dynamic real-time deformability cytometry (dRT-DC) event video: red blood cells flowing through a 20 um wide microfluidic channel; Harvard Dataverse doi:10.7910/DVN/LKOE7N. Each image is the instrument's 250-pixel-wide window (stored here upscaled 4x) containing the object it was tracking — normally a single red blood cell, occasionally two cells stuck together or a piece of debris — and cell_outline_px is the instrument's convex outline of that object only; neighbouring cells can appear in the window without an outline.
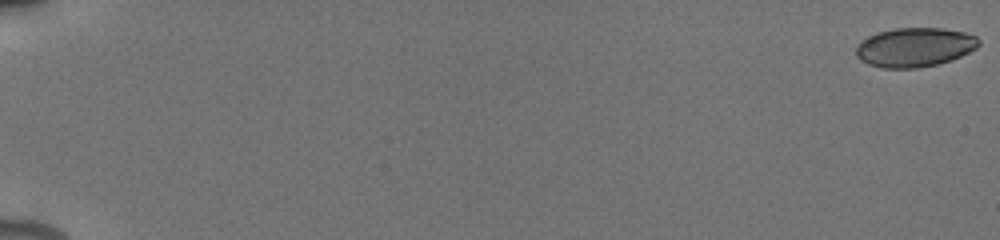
{"species": "human", "species_latin": "Homo sapiens", "temperature_condition": "cold", "stored_images_in_passage": 48, "camera_frame_rate_fps": 3000, "um_per_image_px": 0.085, "donor": {"sex": "male"}, "frame": {"image": 1, "passage_image": 1, "time_ms": 0.0, "image_size_px": [1000, 240], "cell_outline_px": [[980, 44], [976, 48], [952, 60], [936, 64], [916, 68], [884, 68], [868, 64], [860, 60], [856, 56], [856, 48], [868, 36], [880, 32], [896, 28], [944, 28], [964, 32], [976, 36], [980, 40]], "centroid_in_image_um": [77.77, 4.02], "position_along_channel_um": 7.2, "area_um2": 27.86}}
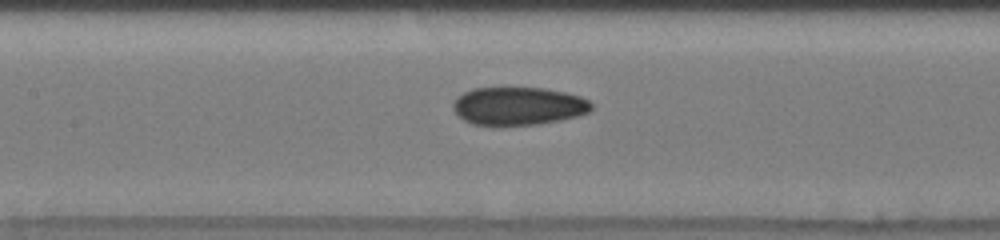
{"frame": {"image": 2, "passage_image": 31, "time_ms": 9.333, "image_size_px": [1000, 240], "cell_outline_px": [[592, 108], [588, 112], [576, 116], [560, 120], [536, 124], [492, 128], [472, 124], [464, 120], [452, 108], [452, 104], [464, 92], [472, 88], [544, 88], [564, 92], [580, 96], [588, 100], [592, 104]], "centroid_in_image_um": [44.02, 9.05], "position_along_channel_um": 163.4, "area_um2": 31.1}}
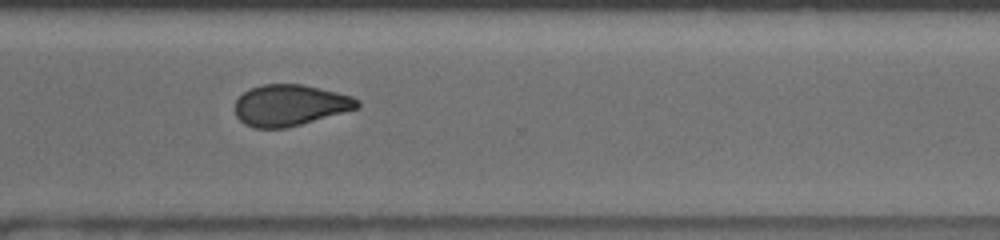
{"frame": {"image": 3, "passage_image": 47, "time_ms": 14.0, "image_size_px": [1000, 240], "cell_outline_px": [[360, 108], [300, 124], [284, 128], [252, 128], [244, 124], [236, 116], [236, 100], [244, 92], [252, 88], [264, 84], [300, 84], [320, 88], [352, 96], [360, 100]], "centroid_in_image_um": [24.67, 8.95], "position_along_channel_um": 345.9, "area_um2": 29.25}}